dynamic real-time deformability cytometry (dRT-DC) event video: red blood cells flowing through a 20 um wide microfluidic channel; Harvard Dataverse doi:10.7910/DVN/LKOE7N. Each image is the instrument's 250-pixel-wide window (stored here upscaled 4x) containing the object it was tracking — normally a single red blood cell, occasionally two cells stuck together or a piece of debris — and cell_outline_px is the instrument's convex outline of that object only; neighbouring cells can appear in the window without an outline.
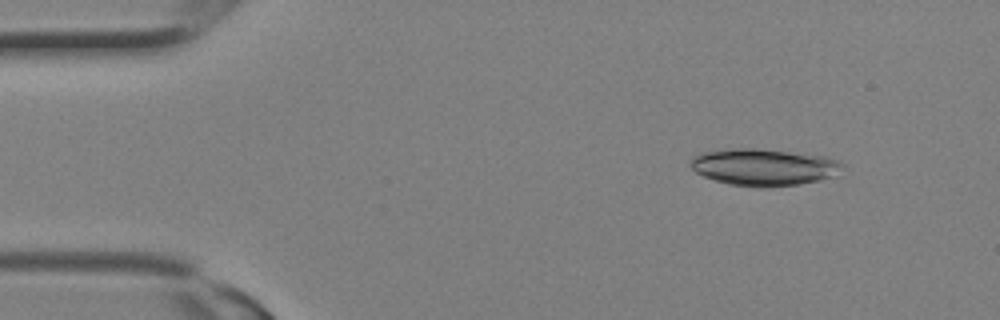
{"species": "Egyptian fruit bat (a non-hibernating species)", "species_latin": "Rousettus aegyptiacus", "temperature_condition": "room temperature", "stored_images_in_passage": 3, "camera_frame_rate_fps": 3000, "um_per_image_px": 0.085, "animal": {"sex": "female"}, "frame": {"image": 1, "passage_image": 1, "time_ms": 0.0, "image_size_px": [1000, 320], "cell_outline_px": [[844, 164], [836, 176], [820, 180], [800, 184], [768, 188], [756, 188], [728, 184], [704, 176], [696, 172], [688, 164], [692, 156], [704, 152], [732, 148], [756, 148], [824, 156], [836, 160]], "centroid_in_image_um": [64.91, 14.22], "position_along_channel_um": 20.1, "area_um2": 32.89}}